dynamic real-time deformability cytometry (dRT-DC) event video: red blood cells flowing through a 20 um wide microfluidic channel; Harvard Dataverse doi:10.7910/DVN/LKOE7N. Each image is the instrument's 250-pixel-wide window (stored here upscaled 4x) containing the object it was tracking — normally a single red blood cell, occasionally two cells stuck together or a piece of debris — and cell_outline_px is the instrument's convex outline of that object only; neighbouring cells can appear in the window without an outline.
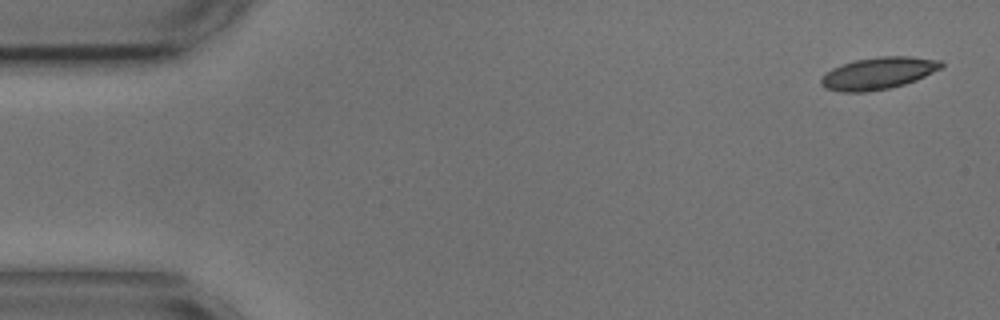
{"species": "common noctule bat (a hibernating species)", "species_latin": "Nyctalus noctula", "temperature_condition": "cold", "stored_images_in_passage": 53, "camera_frame_rate_fps": 3000, "um_per_image_px": 0.085, "animal": {"sex": "male", "body_mass_g": 17.9, "forearm_length_mm": 54.2}, "frame": {"image": 1, "passage_image": 1, "time_ms": 0.0, "image_size_px": [1000, 320], "cell_outline_px": [[944, 68], [916, 80], [904, 84], [888, 88], [868, 92], [840, 92], [824, 88], [820, 84], [820, 80], [832, 68], [856, 60], [880, 56], [908, 56], [940, 60], [944, 64]], "centroid_in_image_um": [74.69, 6.23], "position_along_channel_um": 10.3, "area_um2": 22.43}}
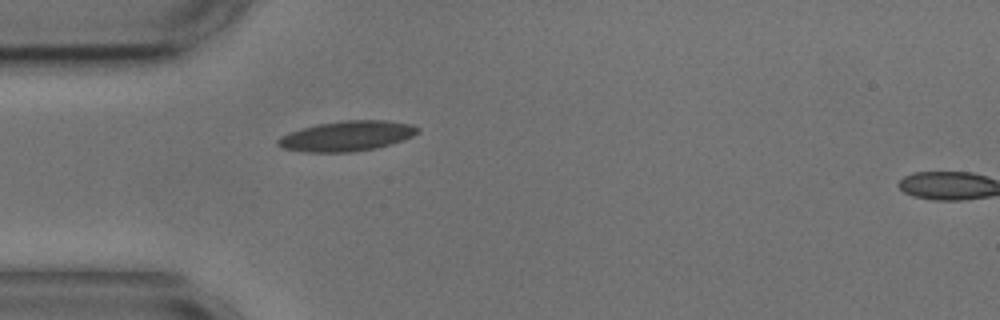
{"frame": {"image": 2, "passage_image": 14, "time_ms": 4.333, "image_size_px": [1000, 320], "cell_outline_px": [[420, 132], [404, 140], [392, 144], [376, 148], [352, 152], [308, 152], [284, 148], [276, 144], [276, 140], [280, 136], [304, 128], [320, 124], [344, 120], [384, 120], [412, 124], [420, 128]], "centroid_in_image_um": [29.54, 11.56], "position_along_channel_um": 55.5, "area_um2": 24.45}}
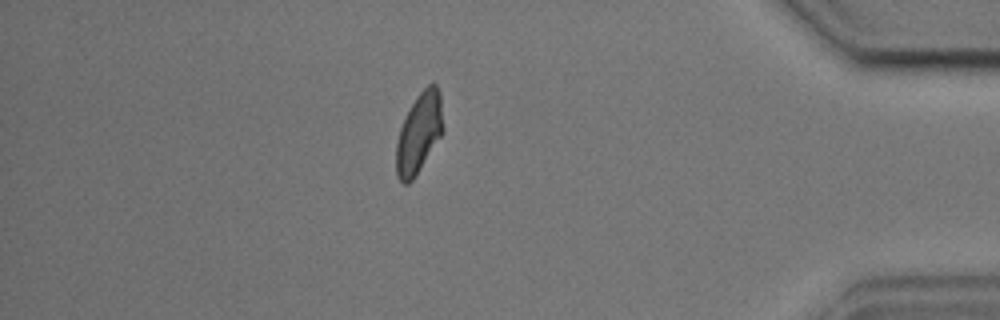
{"frame": {"image": 3, "passage_image": 46, "time_ms": 15.0, "image_size_px": [1000, 320], "cell_outline_px": [[444, 132], [412, 180], [408, 184], [404, 184], [396, 176], [396, 144], [400, 128], [416, 96], [428, 84], [436, 84], [440, 92], [444, 128]], "centroid_in_image_um": [35.63, 11.31], "position_along_channel_um": 399.6, "area_um2": 21.79}, "authors_computed_cell_mechanics": {"area_um2": 22.3108, "velocity_mm_per_s": 3.6331, "shape_relaxation_time_tau1_ms": 6.7963, "shape_relaxation_time_tau2_ms": 2.8882, "deformation_change_tau1": 0.1672, "deformation_change_tau2": 0.076}}